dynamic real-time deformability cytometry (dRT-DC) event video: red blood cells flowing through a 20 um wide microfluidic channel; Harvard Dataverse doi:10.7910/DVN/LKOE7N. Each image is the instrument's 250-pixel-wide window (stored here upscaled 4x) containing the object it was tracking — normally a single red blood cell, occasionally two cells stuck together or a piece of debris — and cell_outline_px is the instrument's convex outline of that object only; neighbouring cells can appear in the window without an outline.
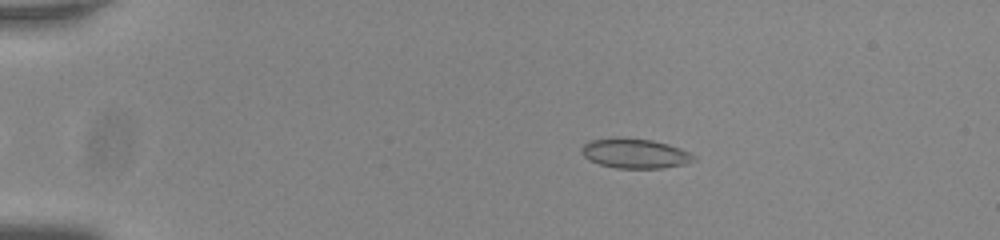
{"species": "common noctule bat (a hibernating species)", "species_latin": "Nyctalus noctula", "temperature_condition": "room temperature", "stored_images_in_passage": 46, "camera_frame_rate_fps": 3000, "um_per_image_px": 0.085, "animal": {"sex": "male", "body_mass_g": 20.0, "forearm_length_mm": 53.3}, "frame": {"image": 1, "passage_image": 2, "time_ms": 0.333, "image_size_px": [1000, 240], "cell_outline_px": [[696, 160], [684, 164], [660, 168], [616, 168], [600, 164], [588, 160], [580, 152], [580, 148], [584, 144], [592, 140], [612, 136], [620, 136], [652, 140], [668, 144], [680, 148], [696, 156]], "centroid_in_image_um": [53.93, 13.02], "position_along_channel_um": 31.1, "area_um2": 19.71}}
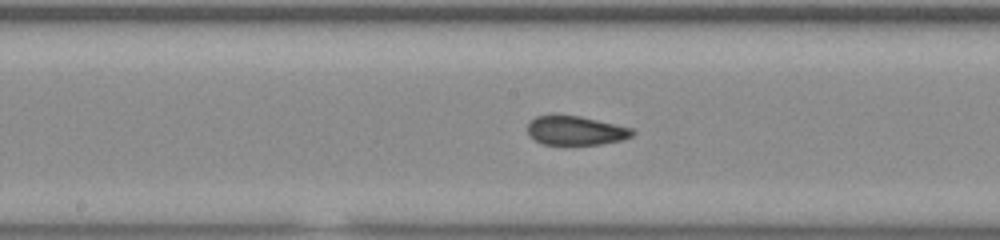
{"frame": {"image": 2, "passage_image": 21, "time_ms": 6.667, "image_size_px": [1000, 240], "cell_outline_px": [[636, 132], [632, 136], [624, 140], [600, 144], [544, 144], [536, 140], [528, 132], [528, 124], [536, 116], [552, 112], [580, 116], [632, 128]], "centroid_in_image_um": [48.93, 11.06], "position_along_channel_um": 199.3, "area_um2": 18.03}}
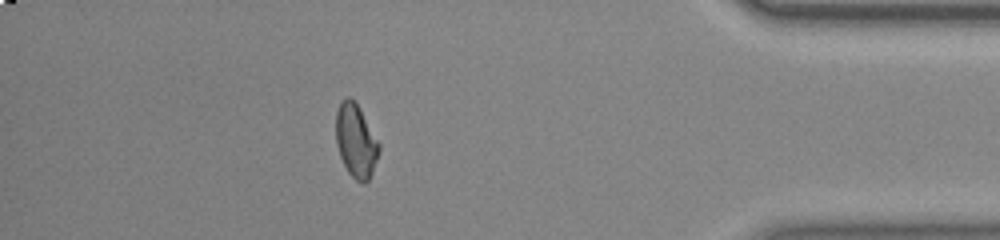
{"frame": {"image": 3, "passage_image": 40, "time_ms": 13.0, "image_size_px": [1000, 240], "cell_outline_px": [[380, 148], [372, 172], [368, 180], [364, 184], [356, 180], [348, 172], [340, 156], [336, 144], [336, 112], [344, 96], [352, 96], [360, 108], [380, 144]], "centroid_in_image_um": [30.24, 11.93], "position_along_channel_um": 405.0, "area_um2": 18.44}, "authors_computed_cell_mechanics": {"area_um2": 18.496, "velocity_mm_per_s": 3.8053, "shape_relaxation_time_tau1_ms": null, "shape_relaxation_time_tau2_ms": 1.5119, "deformation_change_tau1": null, "deformation_change_tau2": 0.075}}